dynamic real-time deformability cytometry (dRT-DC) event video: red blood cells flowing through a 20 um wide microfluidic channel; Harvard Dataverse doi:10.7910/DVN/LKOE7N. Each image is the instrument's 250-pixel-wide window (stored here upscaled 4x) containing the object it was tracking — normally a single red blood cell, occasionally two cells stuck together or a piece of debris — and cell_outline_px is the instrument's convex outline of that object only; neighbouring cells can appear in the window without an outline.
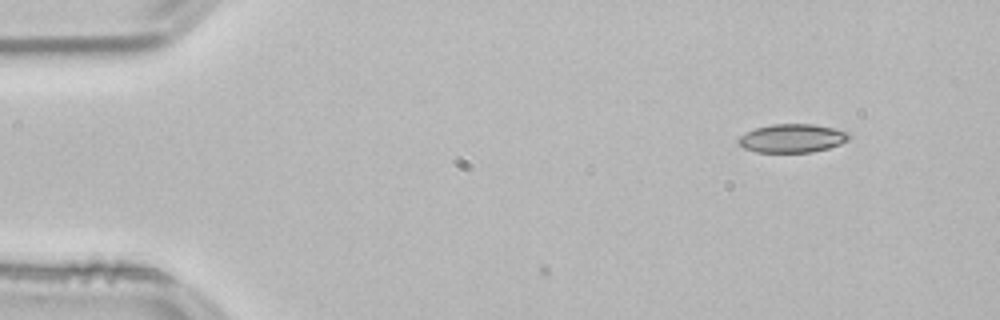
{"species": "common noctule bat (a hibernating species)", "species_latin": "Nyctalus noctula", "temperature_condition": "room temperature", "stored_images_in_passage": 4, "camera_frame_rate_fps": 3000, "um_per_image_px": 0.085, "animal": {"sex": "male", "body_mass_g": 21.5, "forearm_length_mm": 52.0}, "frame": {"image": 1, "passage_image": 4, "time_ms": 1.0, "image_size_px": [1000, 320], "cell_outline_px": [[852, 136], [848, 140], [840, 144], [828, 148], [812, 152], [756, 152], [744, 148], [736, 140], [740, 136], [756, 128], [772, 124], [812, 124], [832, 128], [848, 132]], "centroid_in_image_um": [67.35, 11.75], "position_along_channel_um": 17.6, "area_um2": 18.26}}